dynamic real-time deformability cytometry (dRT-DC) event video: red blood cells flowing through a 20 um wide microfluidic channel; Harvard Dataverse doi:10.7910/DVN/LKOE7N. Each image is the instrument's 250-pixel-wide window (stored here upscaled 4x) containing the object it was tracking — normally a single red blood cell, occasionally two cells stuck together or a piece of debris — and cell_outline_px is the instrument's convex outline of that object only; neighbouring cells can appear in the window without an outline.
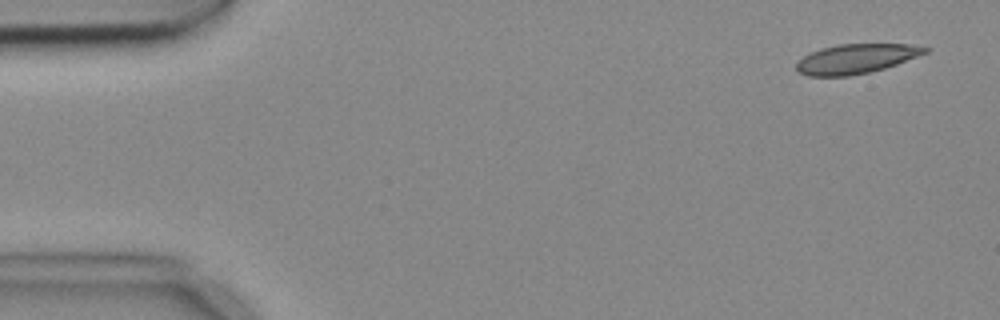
{"species": "common noctule bat (a hibernating species)", "species_latin": "Nyctalus noctula", "temperature_condition": "cold", "stored_images_in_passage": 3, "camera_frame_rate_fps": 3000, "um_per_image_px": 0.085, "animal": {"sex": "female", "body_mass_g": 18.4}, "frame": {"image": 1, "passage_image": 1, "time_ms": 0.0, "image_size_px": [1000, 320], "cell_outline_px": [[932, 48], [928, 52], [896, 64], [884, 68], [868, 72], [848, 76], [808, 76], [800, 72], [796, 68], [796, 64], [804, 56], [820, 48], [836, 44], [908, 44]], "centroid_in_image_um": [72.77, 4.98], "position_along_channel_um": 12.2, "area_um2": 21.96}}